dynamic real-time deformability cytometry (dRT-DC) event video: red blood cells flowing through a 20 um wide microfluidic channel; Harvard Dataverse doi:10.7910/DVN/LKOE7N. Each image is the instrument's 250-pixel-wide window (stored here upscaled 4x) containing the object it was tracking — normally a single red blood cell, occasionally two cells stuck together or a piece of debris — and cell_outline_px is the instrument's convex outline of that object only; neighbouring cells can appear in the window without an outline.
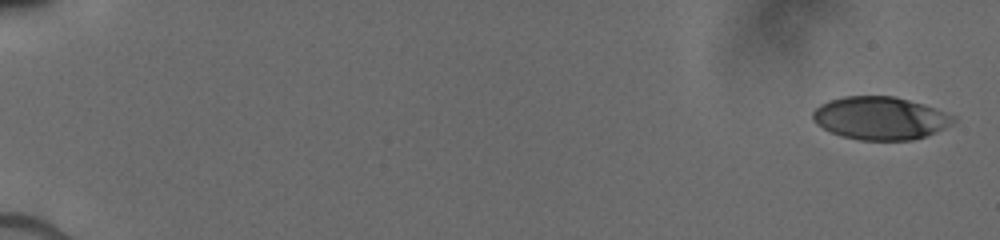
{"species": "human", "species_latin": "Homo sapiens", "temperature_condition": "cold", "stored_images_in_passage": 23, "camera_frame_rate_fps": 3000, "um_per_image_px": 0.085, "donor": {"sex": "male"}, "frame": {"image": 1, "passage_image": 1, "time_ms": 0.0, "image_size_px": [1000, 240], "cell_outline_px": [[956, 120], [952, 124], [936, 132], [912, 140], [860, 140], [840, 136], [816, 124], [812, 120], [812, 112], [820, 104], [828, 100], [844, 96], [892, 96], [924, 104], [936, 108], [956, 116]], "centroid_in_image_um": [74.81, 10.04], "position_along_channel_um": 10.2, "area_um2": 35.26}}
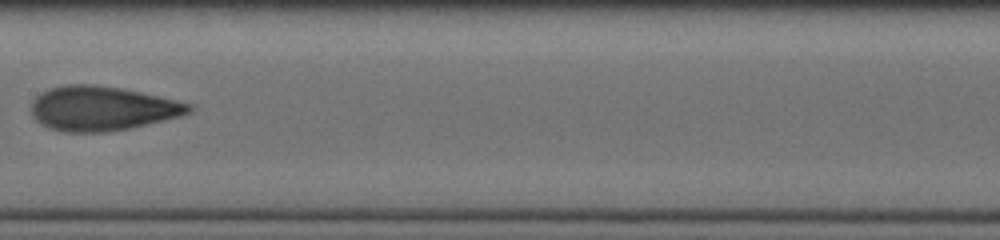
{"frame": {"image": 2, "passage_image": 14, "time_ms": 9.333, "image_size_px": [1000, 240], "cell_outline_px": [[192, 112], [180, 116], [132, 128], [104, 132], [64, 132], [48, 128], [40, 124], [32, 116], [32, 104], [36, 96], [52, 88], [64, 84], [92, 84], [120, 88], [140, 92], [176, 100], [192, 104]], "centroid_in_image_um": [8.67, 9.23], "position_along_channel_um": 198.7, "area_um2": 40.75}}
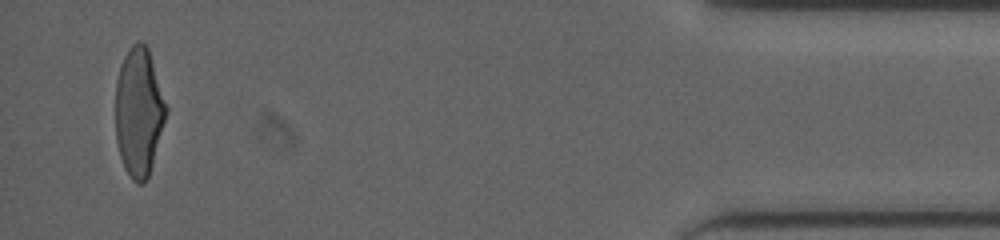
{"frame": {"image": 3, "passage_image": 23, "time_ms": 16.333, "image_size_px": [1000, 240], "cell_outline_px": [[168, 112], [152, 164], [148, 176], [144, 184], [136, 184], [132, 180], [124, 168], [120, 156], [116, 140], [116, 80], [120, 64], [128, 48], [136, 40], [140, 40], [148, 48], [168, 108]], "centroid_in_image_um": [11.8, 9.5], "position_along_channel_um": 423.4, "area_um2": 38.15}}